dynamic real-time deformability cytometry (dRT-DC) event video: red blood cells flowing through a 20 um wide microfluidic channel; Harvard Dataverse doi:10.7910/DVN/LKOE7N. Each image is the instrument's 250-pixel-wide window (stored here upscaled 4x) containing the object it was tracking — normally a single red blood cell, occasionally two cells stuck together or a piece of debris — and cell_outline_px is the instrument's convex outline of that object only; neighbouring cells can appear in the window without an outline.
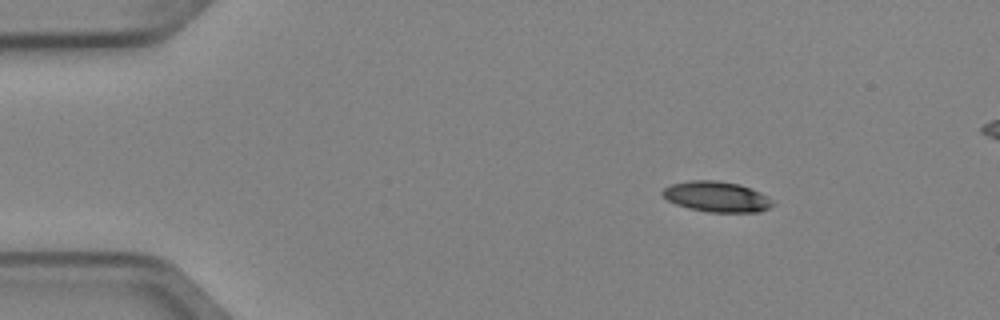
{"species": "Egyptian fruit bat (a non-hibernating species)", "species_latin": "Rousettus aegyptiacus", "temperature_condition": "cold", "stored_images_in_passage": 3, "camera_frame_rate_fps": 3000, "um_per_image_px": 0.085, "animal": {"sex": "female"}, "frame": {"image": 1, "passage_image": 1, "time_ms": 0.0, "image_size_px": [1000, 320], "cell_outline_px": [[776, 204], [760, 212], [708, 212], [688, 208], [676, 204], [668, 200], [660, 192], [664, 188], [672, 184], [692, 180], [716, 180], [740, 184], [752, 188], [768, 196]], "centroid_in_image_um": [60.95, 16.72], "position_along_channel_um": 24.0, "area_um2": 19.71}}